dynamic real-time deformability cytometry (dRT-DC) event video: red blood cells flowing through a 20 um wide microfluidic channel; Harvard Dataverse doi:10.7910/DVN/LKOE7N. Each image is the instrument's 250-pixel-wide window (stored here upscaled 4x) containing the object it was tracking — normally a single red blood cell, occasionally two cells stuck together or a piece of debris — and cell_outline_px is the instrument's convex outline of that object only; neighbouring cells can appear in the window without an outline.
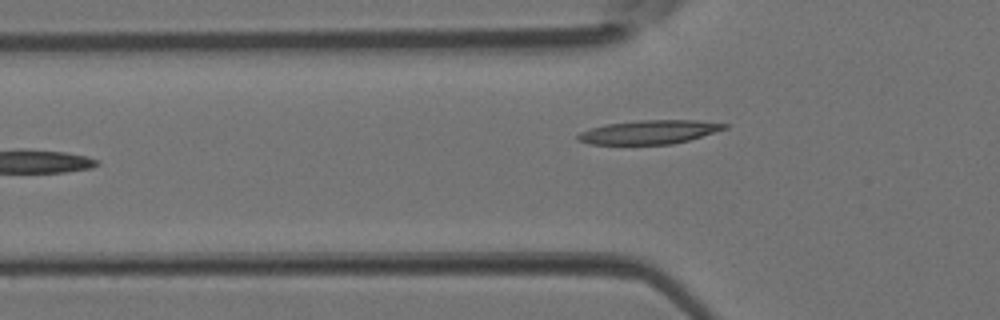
{"species": "Egyptian fruit bat (a non-hibernating species)", "species_latin": "Rousettus aegyptiacus", "temperature_condition": "room temperature", "stored_images_in_passage": 5, "camera_frame_rate_fps": 3000, "um_per_image_px": 0.085, "animal": {"sex": "female"}, "frame": {"image": 1, "passage_image": 5, "time_ms": 1.333, "image_size_px": [1000, 320], "cell_outline_px": [[728, 128], [688, 140], [672, 144], [588, 144], [576, 140], [576, 136], [580, 132], [592, 128], [608, 124], [640, 120], [696, 120], [728, 124]], "centroid_in_image_um": [55.17, 11.23], "position_along_channel_um": 70.6, "area_um2": 20.17}}